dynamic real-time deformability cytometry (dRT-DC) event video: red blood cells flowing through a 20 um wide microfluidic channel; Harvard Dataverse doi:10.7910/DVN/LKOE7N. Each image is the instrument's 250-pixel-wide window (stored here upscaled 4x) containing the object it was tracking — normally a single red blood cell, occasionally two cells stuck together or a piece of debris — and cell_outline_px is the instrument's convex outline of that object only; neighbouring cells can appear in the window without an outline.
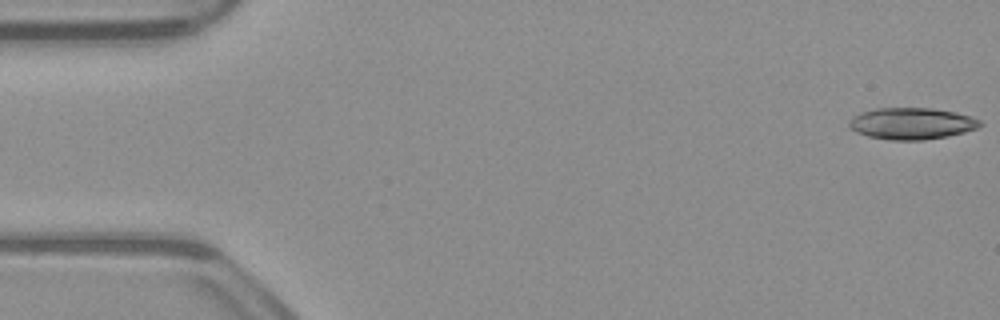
{"species": "common noctule bat (a hibernating species)", "species_latin": "Nyctalus noctula", "temperature_condition": "warm", "stored_images_in_passage": 52, "camera_frame_rate_fps": 3000, "um_per_image_px": 0.085, "animal": {"sex": "male", "body_mass_g": 23.1, "forearm_length_mm": 52.7}, "frame": {"image": 1, "passage_image": 1, "time_ms": 0.0, "image_size_px": [1000, 320], "cell_outline_px": [[984, 124], [976, 128], [964, 132], [948, 136], [924, 140], [888, 140], [868, 136], [856, 132], [848, 128], [848, 124], [852, 116], [876, 108], [932, 108], [956, 112], [972, 116], [980, 120]], "centroid_in_image_um": [77.5, 10.5], "position_along_channel_um": 7.5, "area_um2": 24.28}}
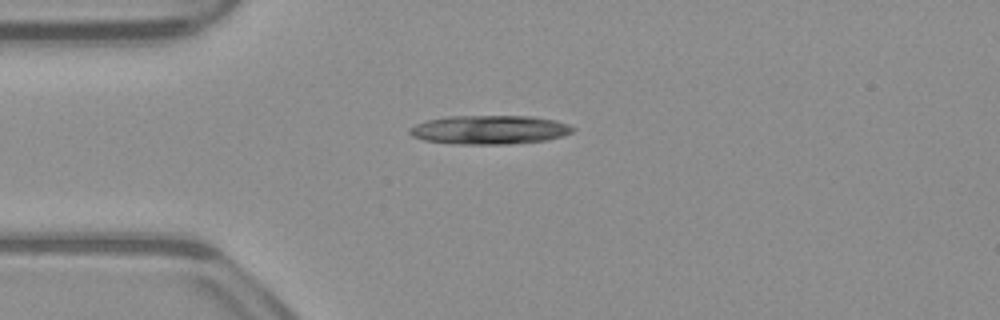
{"frame": {"image": 2, "passage_image": 13, "time_ms": 4.0, "image_size_px": [1000, 320], "cell_outline_px": [[576, 128], [572, 132], [564, 136], [548, 140], [508, 144], [448, 144], [424, 140], [412, 136], [408, 132], [408, 128], [416, 124], [428, 120], [448, 116], [532, 116], [556, 120], [568, 124]], "centroid_in_image_um": [41.62, 11.03], "position_along_channel_um": 43.4, "area_um2": 27.74}}